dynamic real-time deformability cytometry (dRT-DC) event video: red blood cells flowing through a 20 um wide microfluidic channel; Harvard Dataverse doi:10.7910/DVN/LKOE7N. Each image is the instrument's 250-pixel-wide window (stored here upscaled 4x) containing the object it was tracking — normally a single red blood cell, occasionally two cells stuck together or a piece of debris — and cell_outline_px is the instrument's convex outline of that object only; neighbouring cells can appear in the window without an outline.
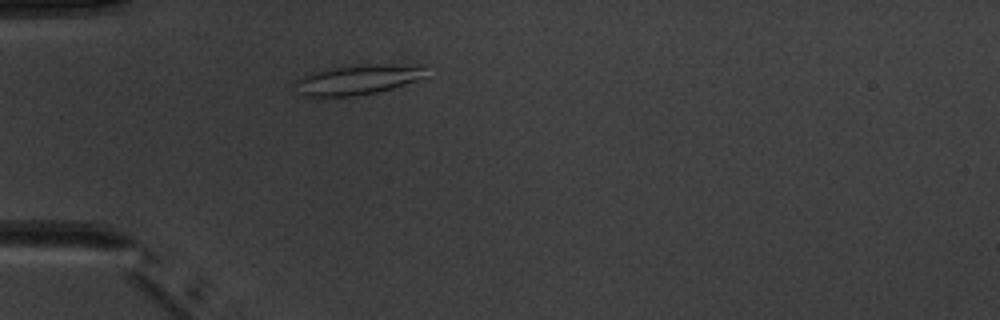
{"species": "common noctule bat (a hibernating species)", "species_latin": "Nyctalus noctula", "temperature_condition": "warm", "stored_images_in_passage": 2, "camera_frame_rate_fps": 3000, "um_per_image_px": 0.085, "animal": {"sex": "male", "body_mass_g": 20.1, "forearm_length_mm": 53.5}, "frame": {"image": 1, "passage_image": 2, "time_ms": 1.0, "image_size_px": [1000, 320], "cell_outline_px": [[428, 76], [392, 88], [376, 92], [352, 96], [304, 96], [292, 84], [292, 80], [308, 72], [332, 68], [368, 64], [424, 64]], "centroid_in_image_um": [30.4, 6.75], "position_along_channel_um": 54.6, "area_um2": 23.12}}